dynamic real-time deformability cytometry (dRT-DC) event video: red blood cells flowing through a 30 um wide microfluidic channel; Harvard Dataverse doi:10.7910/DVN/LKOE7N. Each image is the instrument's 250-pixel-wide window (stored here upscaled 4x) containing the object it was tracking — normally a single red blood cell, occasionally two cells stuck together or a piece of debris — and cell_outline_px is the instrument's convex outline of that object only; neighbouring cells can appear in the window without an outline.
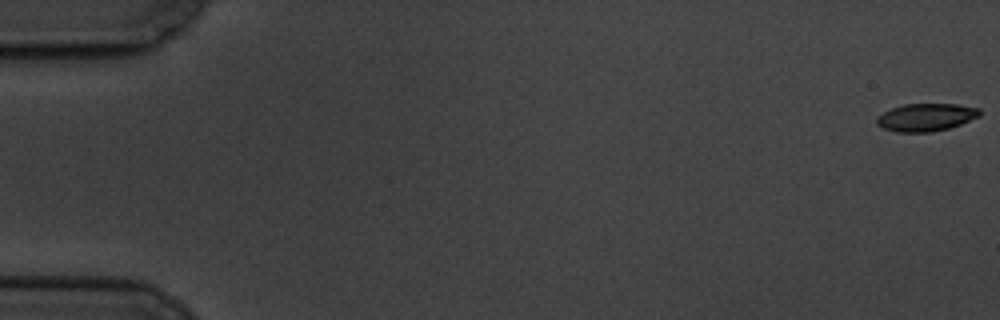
{"species": "common noctule bat (a hibernating species)", "species_latin": "Nyctalus noctula", "temperature_condition": "cold", "stored_images_in_passage": 6, "camera_frame_rate_fps": 3000, "um_per_image_px": 0.085, "animal": {"sex": "male", "body_mass_g": 19.5, "forearm_length_mm": 54.6}, "frame": {"image": 1, "passage_image": 1, "time_ms": 0.0, "image_size_px": [1000, 320], "cell_outline_px": [[980, 116], [960, 124], [948, 128], [932, 132], [896, 132], [884, 128], [876, 124], [876, 116], [892, 108], [904, 104], [956, 104], [980, 108]], "centroid_in_image_um": [78.7, 9.97], "position_along_channel_um": 6.3, "area_um2": 16.59}}
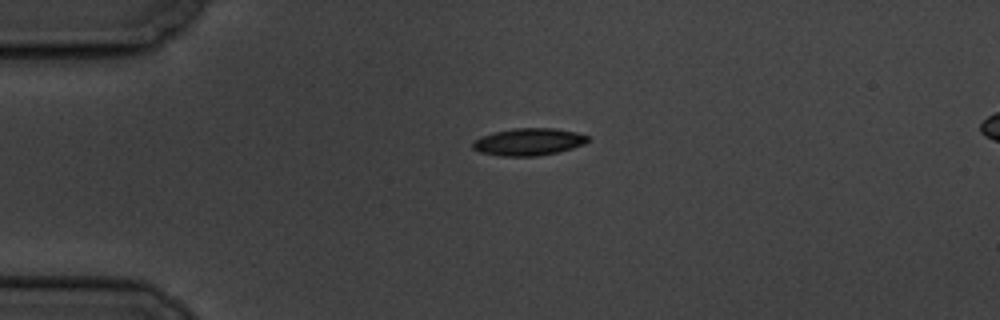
{"frame": {"image": 2, "passage_image": 5, "time_ms": 4.667, "image_size_px": [1000, 320], "cell_outline_px": [[592, 140], [584, 144], [560, 152], [536, 156], [500, 156], [480, 152], [472, 148], [472, 140], [480, 136], [512, 128], [556, 128], [576, 132], [588, 136]], "centroid_in_image_um": [44.94, 12.05], "position_along_channel_um": 40.1, "area_um2": 18.5}}